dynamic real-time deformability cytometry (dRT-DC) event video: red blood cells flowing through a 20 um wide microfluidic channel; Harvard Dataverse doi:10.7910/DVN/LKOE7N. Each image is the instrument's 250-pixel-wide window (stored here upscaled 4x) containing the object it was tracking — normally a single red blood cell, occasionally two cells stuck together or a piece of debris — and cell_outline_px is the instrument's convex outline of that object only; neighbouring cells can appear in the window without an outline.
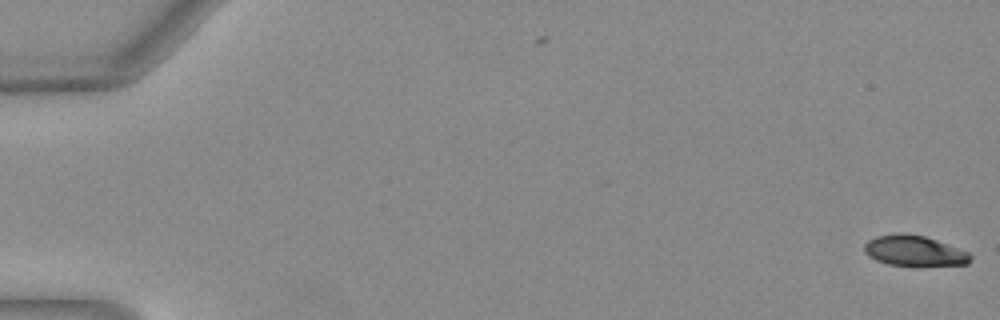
{"species": "Egyptian fruit bat (a non-hibernating species)", "species_latin": "Rousettus aegyptiacus", "temperature_condition": "warm", "stored_images_in_passage": 2, "camera_frame_rate_fps": 3000, "um_per_image_px": 0.085, "animal": {"sex": "female"}, "frame": {"image": 1, "passage_image": 2, "time_ms": 0.333, "image_size_px": [1000, 320], "cell_outline_px": [[972, 260], [968, 264], [888, 264], [876, 260], [868, 256], [864, 252], [864, 244], [868, 240], [876, 236], [896, 232], [900, 232], [924, 236], [936, 240], [968, 252], [972, 256]], "centroid_in_image_um": [77.66, 21.28], "position_along_channel_um": 7.3, "area_um2": 18.44}}